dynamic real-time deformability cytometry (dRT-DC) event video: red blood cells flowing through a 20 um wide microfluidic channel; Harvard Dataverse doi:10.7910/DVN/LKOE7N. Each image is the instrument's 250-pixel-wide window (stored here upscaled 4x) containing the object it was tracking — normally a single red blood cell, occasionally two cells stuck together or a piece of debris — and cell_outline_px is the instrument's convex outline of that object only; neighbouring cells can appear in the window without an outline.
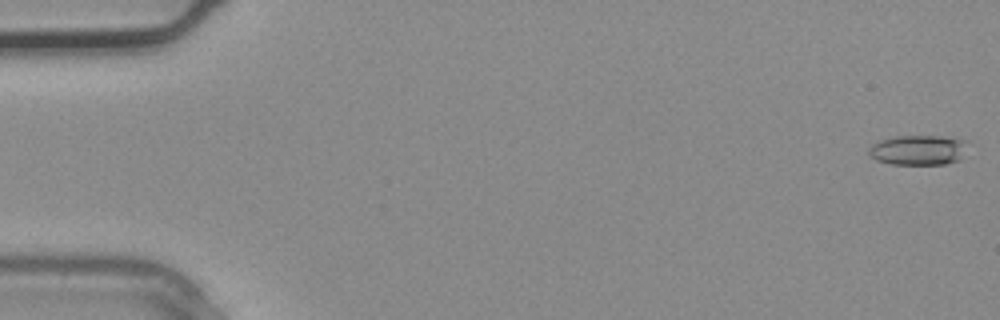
{"species": "common noctule bat (a hibernating species)", "species_latin": "Nyctalus noctula", "temperature_condition": "warm", "stored_images_in_passage": 4, "camera_frame_rate_fps": 3000, "um_per_image_px": 0.085, "animal": {"sex": "male", "body_mass_g": 20.4}, "frame": {"image": 1, "passage_image": 1, "time_ms": 0.0, "image_size_px": [1000, 320], "cell_outline_px": [[968, 140], [960, 156], [956, 160], [944, 164], [892, 164], [876, 160], [868, 152], [868, 148], [872, 144], [880, 140], [896, 136], [944, 136]], "centroid_in_image_um": [78.01, 12.74], "position_along_channel_um": 7.0, "area_um2": 17.05}}
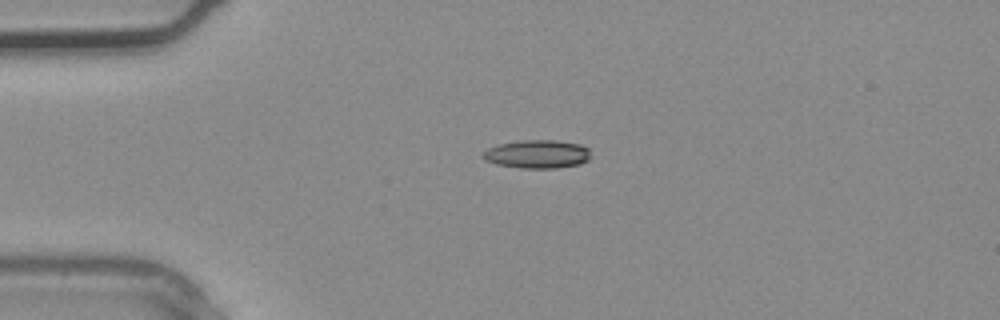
{"frame": {"image": 2, "passage_image": 3, "time_ms": 0.667, "image_size_px": [1000, 320], "cell_outline_px": [[588, 160], [580, 164], [556, 168], [520, 168], [496, 164], [484, 160], [480, 156], [488, 148], [500, 144], [520, 140], [556, 140], [580, 144], [588, 148]], "centroid_in_image_um": [45.64, 13.1], "position_along_channel_um": 39.4, "area_um2": 17.8}}
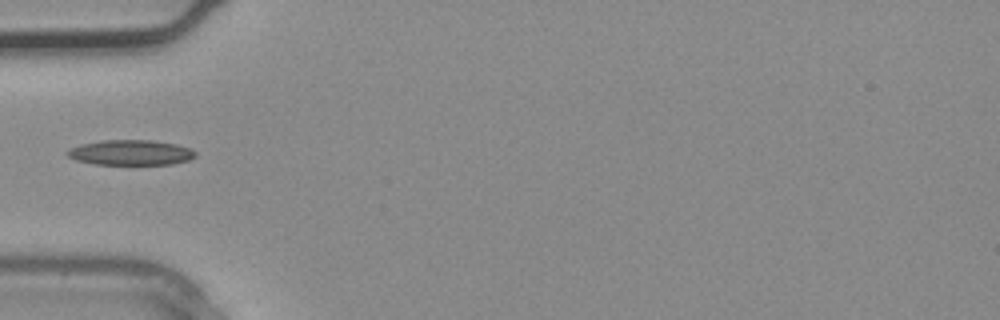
{"frame": {"image": 3, "passage_image": 4, "time_ms": 1.0, "image_size_px": [1000, 320], "cell_outline_px": [[196, 156], [188, 160], [172, 164], [96, 164], [76, 160], [68, 156], [64, 152], [68, 148], [80, 144], [100, 140], [152, 140], [176, 144], [192, 148], [196, 152]], "centroid_in_image_um": [11.09, 12.96], "position_along_channel_um": 73.9, "area_um2": 18.96}}